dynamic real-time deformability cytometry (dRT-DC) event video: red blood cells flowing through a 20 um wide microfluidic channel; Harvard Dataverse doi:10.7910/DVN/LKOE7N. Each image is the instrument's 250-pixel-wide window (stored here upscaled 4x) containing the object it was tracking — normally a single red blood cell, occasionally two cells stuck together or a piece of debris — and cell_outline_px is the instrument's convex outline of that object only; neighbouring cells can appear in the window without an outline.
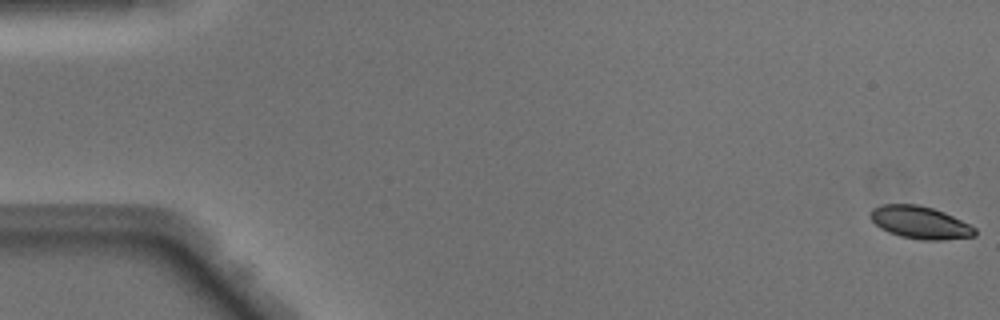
{"species": "Egyptian fruit bat (a non-hibernating species)", "species_latin": "Rousettus aegyptiacus", "temperature_condition": "warm", "stored_images_in_passage": 50, "camera_frame_rate_fps": 3000, "um_per_image_px": 0.085, "animal": {"sex": "male"}, "frame": {"image": 1, "passage_image": 1, "time_ms": 0.0, "image_size_px": [1000, 320], "cell_outline_px": [[976, 236], [940, 240], [920, 240], [900, 236], [888, 232], [880, 228], [872, 220], [872, 208], [884, 204], [916, 204], [932, 208], [944, 212], [976, 228]], "centroid_in_image_um": [78.22, 18.92], "position_along_channel_um": 6.8, "area_um2": 19.59}}
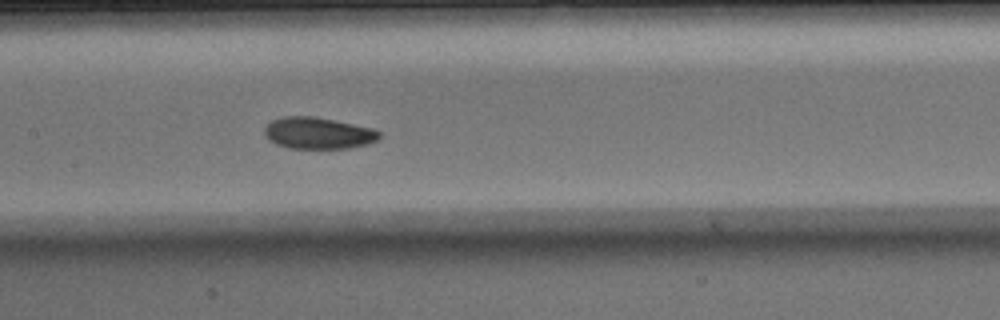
{"frame": {"image": 2, "passage_image": 25, "time_ms": 8.0, "image_size_px": [1000, 320], "cell_outline_px": [[380, 136], [376, 140], [368, 144], [348, 148], [288, 148], [276, 144], [268, 140], [264, 136], [264, 128], [272, 120], [284, 116], [312, 116], [372, 128], [380, 132]], "centroid_in_image_um": [27.0, 11.32], "position_along_channel_um": 180.4, "area_um2": 21.04}}
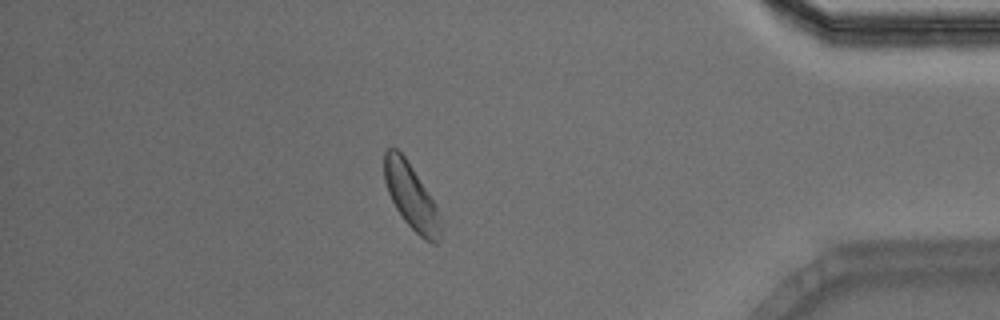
{"frame": {"image": 3, "passage_image": 44, "time_ms": 14.333, "image_size_px": [1000, 320], "cell_outline_px": [[440, 240], [436, 244], [432, 244], [424, 240], [404, 220], [396, 208], [388, 192], [384, 180], [384, 152], [388, 148], [396, 148], [404, 156], [412, 168], [432, 200], [440, 216]], "centroid_in_image_um": [34.93, 16.72], "position_along_channel_um": 400.3, "area_um2": 20.92}, "authors_computed_cell_mechanics": {"area_um2": 21.2993, "velocity_mm_per_s": 4.0625, "shape_relaxation_time_tau1_ms": 2.1631, "shape_relaxation_time_tau2_ms": 6.0172, "deformation_change_tau1": 0.072, "deformation_change_tau2": 0.1262}}